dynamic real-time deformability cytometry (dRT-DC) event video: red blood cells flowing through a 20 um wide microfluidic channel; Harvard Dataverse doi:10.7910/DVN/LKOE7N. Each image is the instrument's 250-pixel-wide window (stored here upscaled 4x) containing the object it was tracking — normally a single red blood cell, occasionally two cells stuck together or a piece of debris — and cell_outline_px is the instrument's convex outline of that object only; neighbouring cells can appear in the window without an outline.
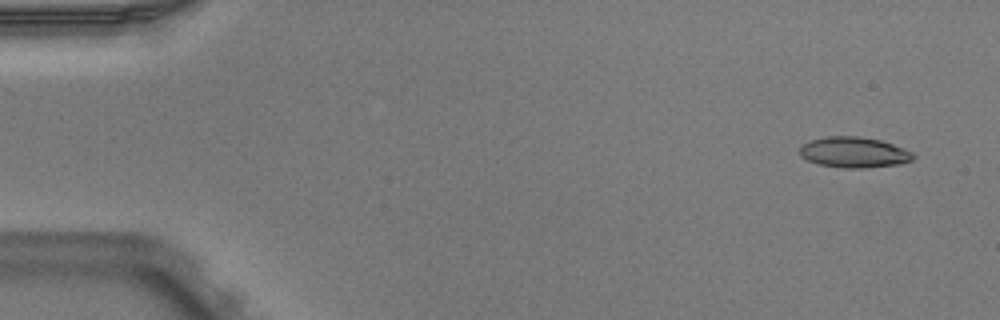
{"species": "Egyptian fruit bat (a non-hibernating species)", "species_latin": "Rousettus aegyptiacus", "temperature_condition": "warm", "stored_images_in_passage": 3, "camera_frame_rate_fps": 3000, "um_per_image_px": 0.085, "animal": {"sex": "male"}, "frame": {"image": 1, "passage_image": 1, "time_ms": 0.0, "image_size_px": [1000, 320], "cell_outline_px": [[916, 156], [912, 160], [900, 164], [864, 168], [844, 168], [820, 164], [808, 160], [800, 156], [800, 148], [804, 144], [812, 140], [828, 136], [860, 136], [880, 140], [892, 144], [912, 152]], "centroid_in_image_um": [72.61, 12.95], "position_along_channel_um": 12.4, "area_um2": 20.11}}